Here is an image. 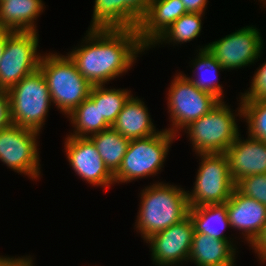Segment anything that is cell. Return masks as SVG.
<instances>
[{"instance_id":"cell-31","label":"cell","mask_w":266,"mask_h":266,"mask_svg":"<svg viewBox=\"0 0 266 266\" xmlns=\"http://www.w3.org/2000/svg\"><path fill=\"white\" fill-rule=\"evenodd\" d=\"M11 123L9 93L0 89V130L8 127Z\"/></svg>"},{"instance_id":"cell-23","label":"cell","mask_w":266,"mask_h":266,"mask_svg":"<svg viewBox=\"0 0 266 266\" xmlns=\"http://www.w3.org/2000/svg\"><path fill=\"white\" fill-rule=\"evenodd\" d=\"M67 118H70L75 129L68 136L89 137L110 128L105 119H101L99 106H96L89 97L76 107Z\"/></svg>"},{"instance_id":"cell-26","label":"cell","mask_w":266,"mask_h":266,"mask_svg":"<svg viewBox=\"0 0 266 266\" xmlns=\"http://www.w3.org/2000/svg\"><path fill=\"white\" fill-rule=\"evenodd\" d=\"M248 136L266 143V101L240 100Z\"/></svg>"},{"instance_id":"cell-32","label":"cell","mask_w":266,"mask_h":266,"mask_svg":"<svg viewBox=\"0 0 266 266\" xmlns=\"http://www.w3.org/2000/svg\"><path fill=\"white\" fill-rule=\"evenodd\" d=\"M250 246L252 247L254 252L257 253L259 260H261L262 263H264L266 261V224L260 236Z\"/></svg>"},{"instance_id":"cell-36","label":"cell","mask_w":266,"mask_h":266,"mask_svg":"<svg viewBox=\"0 0 266 266\" xmlns=\"http://www.w3.org/2000/svg\"><path fill=\"white\" fill-rule=\"evenodd\" d=\"M261 1H263L262 3H264V5H266V0H261Z\"/></svg>"},{"instance_id":"cell-1","label":"cell","mask_w":266,"mask_h":266,"mask_svg":"<svg viewBox=\"0 0 266 266\" xmlns=\"http://www.w3.org/2000/svg\"><path fill=\"white\" fill-rule=\"evenodd\" d=\"M82 43L67 55L91 85L105 86L130 70L138 54L147 50L139 41L137 29L88 28Z\"/></svg>"},{"instance_id":"cell-16","label":"cell","mask_w":266,"mask_h":266,"mask_svg":"<svg viewBox=\"0 0 266 266\" xmlns=\"http://www.w3.org/2000/svg\"><path fill=\"white\" fill-rule=\"evenodd\" d=\"M186 13L181 0H152L137 28L139 41L148 50L166 29Z\"/></svg>"},{"instance_id":"cell-21","label":"cell","mask_w":266,"mask_h":266,"mask_svg":"<svg viewBox=\"0 0 266 266\" xmlns=\"http://www.w3.org/2000/svg\"><path fill=\"white\" fill-rule=\"evenodd\" d=\"M198 55L192 64L195 67L193 74L197 75L187 77L199 90L206 91L220 101H223V87L218 83L217 75L219 70H225L215 57L206 49V46L198 49ZM207 73V74H206ZM223 95V96H222Z\"/></svg>"},{"instance_id":"cell-7","label":"cell","mask_w":266,"mask_h":266,"mask_svg":"<svg viewBox=\"0 0 266 266\" xmlns=\"http://www.w3.org/2000/svg\"><path fill=\"white\" fill-rule=\"evenodd\" d=\"M199 169L191 192L189 207L226 203L235 189L225 153H199Z\"/></svg>"},{"instance_id":"cell-4","label":"cell","mask_w":266,"mask_h":266,"mask_svg":"<svg viewBox=\"0 0 266 266\" xmlns=\"http://www.w3.org/2000/svg\"><path fill=\"white\" fill-rule=\"evenodd\" d=\"M234 115L224 101H220L210 112L185 127L193 150L199 153H226L240 136L235 116L242 117V105Z\"/></svg>"},{"instance_id":"cell-24","label":"cell","mask_w":266,"mask_h":266,"mask_svg":"<svg viewBox=\"0 0 266 266\" xmlns=\"http://www.w3.org/2000/svg\"><path fill=\"white\" fill-rule=\"evenodd\" d=\"M131 91L105 88L103 85H92L89 98L99 106L101 119L111 127L125 103L132 96Z\"/></svg>"},{"instance_id":"cell-11","label":"cell","mask_w":266,"mask_h":266,"mask_svg":"<svg viewBox=\"0 0 266 266\" xmlns=\"http://www.w3.org/2000/svg\"><path fill=\"white\" fill-rule=\"evenodd\" d=\"M256 27L246 26L206 45L225 70L250 66L260 58L264 48L262 35Z\"/></svg>"},{"instance_id":"cell-22","label":"cell","mask_w":266,"mask_h":266,"mask_svg":"<svg viewBox=\"0 0 266 266\" xmlns=\"http://www.w3.org/2000/svg\"><path fill=\"white\" fill-rule=\"evenodd\" d=\"M95 144L106 168L114 175L127 152L130 140L115 131L112 127L89 136Z\"/></svg>"},{"instance_id":"cell-6","label":"cell","mask_w":266,"mask_h":266,"mask_svg":"<svg viewBox=\"0 0 266 266\" xmlns=\"http://www.w3.org/2000/svg\"><path fill=\"white\" fill-rule=\"evenodd\" d=\"M176 136L163 129L157 134L130 140L122 163L113 175L114 182H131L158 174Z\"/></svg>"},{"instance_id":"cell-30","label":"cell","mask_w":266,"mask_h":266,"mask_svg":"<svg viewBox=\"0 0 266 266\" xmlns=\"http://www.w3.org/2000/svg\"><path fill=\"white\" fill-rule=\"evenodd\" d=\"M251 81V88L241 94L240 100L266 101V62L257 69Z\"/></svg>"},{"instance_id":"cell-10","label":"cell","mask_w":266,"mask_h":266,"mask_svg":"<svg viewBox=\"0 0 266 266\" xmlns=\"http://www.w3.org/2000/svg\"><path fill=\"white\" fill-rule=\"evenodd\" d=\"M39 133L13 123L0 130V161L15 172L37 180L41 173Z\"/></svg>"},{"instance_id":"cell-18","label":"cell","mask_w":266,"mask_h":266,"mask_svg":"<svg viewBox=\"0 0 266 266\" xmlns=\"http://www.w3.org/2000/svg\"><path fill=\"white\" fill-rule=\"evenodd\" d=\"M150 117L144 102L132 95L111 127L129 140L148 137L159 133Z\"/></svg>"},{"instance_id":"cell-33","label":"cell","mask_w":266,"mask_h":266,"mask_svg":"<svg viewBox=\"0 0 266 266\" xmlns=\"http://www.w3.org/2000/svg\"><path fill=\"white\" fill-rule=\"evenodd\" d=\"M0 266H33V260L30 256L22 258L0 256Z\"/></svg>"},{"instance_id":"cell-35","label":"cell","mask_w":266,"mask_h":266,"mask_svg":"<svg viewBox=\"0 0 266 266\" xmlns=\"http://www.w3.org/2000/svg\"><path fill=\"white\" fill-rule=\"evenodd\" d=\"M12 31L1 29L0 28V61L2 58V53L4 51L5 45H6V40L7 36L11 33Z\"/></svg>"},{"instance_id":"cell-3","label":"cell","mask_w":266,"mask_h":266,"mask_svg":"<svg viewBox=\"0 0 266 266\" xmlns=\"http://www.w3.org/2000/svg\"><path fill=\"white\" fill-rule=\"evenodd\" d=\"M39 70L46 80L52 102L63 114L68 116L89 97L92 85L78 72L67 54L46 53L41 57Z\"/></svg>"},{"instance_id":"cell-9","label":"cell","mask_w":266,"mask_h":266,"mask_svg":"<svg viewBox=\"0 0 266 266\" xmlns=\"http://www.w3.org/2000/svg\"><path fill=\"white\" fill-rule=\"evenodd\" d=\"M37 31H14L7 36L0 61V89L9 91L24 77L39 69Z\"/></svg>"},{"instance_id":"cell-13","label":"cell","mask_w":266,"mask_h":266,"mask_svg":"<svg viewBox=\"0 0 266 266\" xmlns=\"http://www.w3.org/2000/svg\"><path fill=\"white\" fill-rule=\"evenodd\" d=\"M64 143L69 165L83 180L107 189L115 183L89 137L67 136Z\"/></svg>"},{"instance_id":"cell-12","label":"cell","mask_w":266,"mask_h":266,"mask_svg":"<svg viewBox=\"0 0 266 266\" xmlns=\"http://www.w3.org/2000/svg\"><path fill=\"white\" fill-rule=\"evenodd\" d=\"M194 224L188 215L181 222L152 234L145 241L150 246L152 260L158 266H172L189 259Z\"/></svg>"},{"instance_id":"cell-2","label":"cell","mask_w":266,"mask_h":266,"mask_svg":"<svg viewBox=\"0 0 266 266\" xmlns=\"http://www.w3.org/2000/svg\"><path fill=\"white\" fill-rule=\"evenodd\" d=\"M141 191L135 229H138L144 241L188 216L187 191L183 188L159 182Z\"/></svg>"},{"instance_id":"cell-20","label":"cell","mask_w":266,"mask_h":266,"mask_svg":"<svg viewBox=\"0 0 266 266\" xmlns=\"http://www.w3.org/2000/svg\"><path fill=\"white\" fill-rule=\"evenodd\" d=\"M188 215L194 224V233H203L222 241H231L224 229L231 227L227 206L223 204L189 207Z\"/></svg>"},{"instance_id":"cell-29","label":"cell","mask_w":266,"mask_h":266,"mask_svg":"<svg viewBox=\"0 0 266 266\" xmlns=\"http://www.w3.org/2000/svg\"><path fill=\"white\" fill-rule=\"evenodd\" d=\"M235 188L266 206V173L246 176L235 184Z\"/></svg>"},{"instance_id":"cell-19","label":"cell","mask_w":266,"mask_h":266,"mask_svg":"<svg viewBox=\"0 0 266 266\" xmlns=\"http://www.w3.org/2000/svg\"><path fill=\"white\" fill-rule=\"evenodd\" d=\"M42 0H0V28L37 31L35 20L44 10Z\"/></svg>"},{"instance_id":"cell-14","label":"cell","mask_w":266,"mask_h":266,"mask_svg":"<svg viewBox=\"0 0 266 266\" xmlns=\"http://www.w3.org/2000/svg\"><path fill=\"white\" fill-rule=\"evenodd\" d=\"M225 204L231 227L242 231L243 237L252 245L266 224V206L243 195L236 188Z\"/></svg>"},{"instance_id":"cell-5","label":"cell","mask_w":266,"mask_h":266,"mask_svg":"<svg viewBox=\"0 0 266 266\" xmlns=\"http://www.w3.org/2000/svg\"><path fill=\"white\" fill-rule=\"evenodd\" d=\"M8 93L11 122L40 132L52 103L42 72L24 77Z\"/></svg>"},{"instance_id":"cell-15","label":"cell","mask_w":266,"mask_h":266,"mask_svg":"<svg viewBox=\"0 0 266 266\" xmlns=\"http://www.w3.org/2000/svg\"><path fill=\"white\" fill-rule=\"evenodd\" d=\"M229 170L236 184L242 178L253 174L266 173V143L250 138L237 137L225 153Z\"/></svg>"},{"instance_id":"cell-8","label":"cell","mask_w":266,"mask_h":266,"mask_svg":"<svg viewBox=\"0 0 266 266\" xmlns=\"http://www.w3.org/2000/svg\"><path fill=\"white\" fill-rule=\"evenodd\" d=\"M168 91V112L171 128L165 129L176 135L178 130L210 112L220 100L214 95L199 90L183 73L174 76Z\"/></svg>"},{"instance_id":"cell-34","label":"cell","mask_w":266,"mask_h":266,"mask_svg":"<svg viewBox=\"0 0 266 266\" xmlns=\"http://www.w3.org/2000/svg\"><path fill=\"white\" fill-rule=\"evenodd\" d=\"M189 13H205L208 0H181Z\"/></svg>"},{"instance_id":"cell-17","label":"cell","mask_w":266,"mask_h":266,"mask_svg":"<svg viewBox=\"0 0 266 266\" xmlns=\"http://www.w3.org/2000/svg\"><path fill=\"white\" fill-rule=\"evenodd\" d=\"M235 255L236 248L231 241L194 233L188 260L197 266H234Z\"/></svg>"},{"instance_id":"cell-27","label":"cell","mask_w":266,"mask_h":266,"mask_svg":"<svg viewBox=\"0 0 266 266\" xmlns=\"http://www.w3.org/2000/svg\"><path fill=\"white\" fill-rule=\"evenodd\" d=\"M90 29H121V0H95Z\"/></svg>"},{"instance_id":"cell-25","label":"cell","mask_w":266,"mask_h":266,"mask_svg":"<svg viewBox=\"0 0 266 266\" xmlns=\"http://www.w3.org/2000/svg\"><path fill=\"white\" fill-rule=\"evenodd\" d=\"M204 13H186L180 16L166 31H164L149 47L152 48L163 42L179 44L190 42L200 35L202 15ZM154 45V46H153Z\"/></svg>"},{"instance_id":"cell-28","label":"cell","mask_w":266,"mask_h":266,"mask_svg":"<svg viewBox=\"0 0 266 266\" xmlns=\"http://www.w3.org/2000/svg\"><path fill=\"white\" fill-rule=\"evenodd\" d=\"M152 0H121V29H137Z\"/></svg>"}]
</instances>
